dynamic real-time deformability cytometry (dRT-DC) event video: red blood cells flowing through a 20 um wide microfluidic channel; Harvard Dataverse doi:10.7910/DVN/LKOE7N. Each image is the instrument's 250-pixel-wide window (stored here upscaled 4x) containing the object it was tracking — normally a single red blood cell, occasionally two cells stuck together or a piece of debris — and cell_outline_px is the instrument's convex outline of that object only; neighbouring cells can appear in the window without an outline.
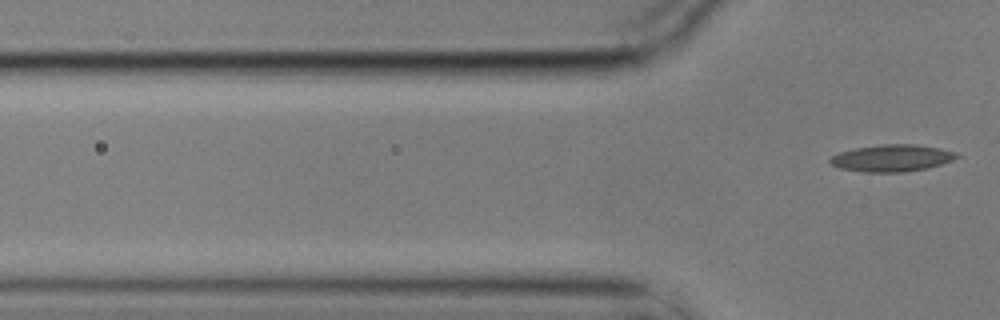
{"species": "common noctule bat (a hibernating species)", "species_latin": "Nyctalus noctula", "temperature_condition": "cold", "stored_images_in_passage": 7, "segment_of_instrument_passage": [2, 2], "camera_frame_rate_fps": 3000, "um_per_image_px": 0.085, "animal": {"sex": "male", "body_mass_g": 17.9}, "frame": {"image": 1, "passage_image": 7, "time_ms": 2.0, "image_size_px": [1000, 320], "cell_outline_px": [[960, 156], [952, 160], [928, 168], [904, 172], [864, 172], [840, 168], [832, 164], [828, 160], [832, 156], [840, 152], [856, 148], [884, 144], [912, 144], [936, 148], [956, 152]], "centroid_in_image_um": [75.8, 13.44], "position_along_channel_um": 50.0, "area_um2": 19.59}}